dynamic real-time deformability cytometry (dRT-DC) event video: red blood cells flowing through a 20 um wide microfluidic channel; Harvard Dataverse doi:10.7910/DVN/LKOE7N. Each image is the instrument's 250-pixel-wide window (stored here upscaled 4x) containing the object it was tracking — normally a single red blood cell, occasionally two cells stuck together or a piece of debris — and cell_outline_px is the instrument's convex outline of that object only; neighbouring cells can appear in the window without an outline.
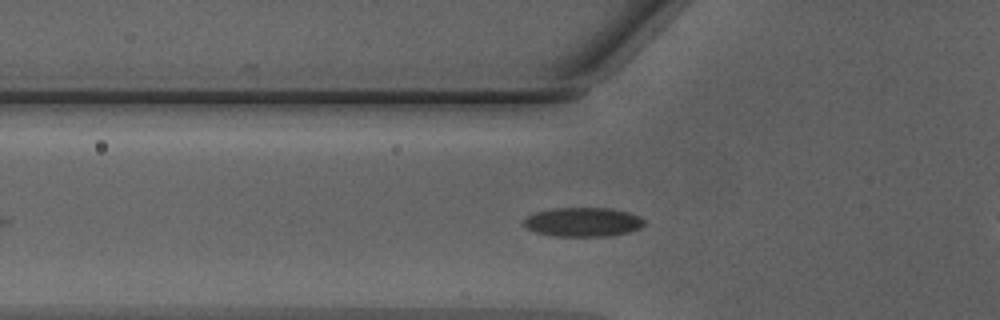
{"species": "Egyptian fruit bat (a non-hibernating species)", "species_latin": "Rousettus aegyptiacus", "temperature_condition": "warm", "stored_images_in_passage": 33, "camera_frame_rate_fps": 3000, "um_per_image_px": 0.085, "animal": {"sex": "male"}, "frame": {"image": 1, "passage_image": 12, "time_ms": 3.667, "image_size_px": [1000, 320], "cell_outline_px": [[644, 224], [640, 228], [628, 232], [608, 236], [556, 236], [536, 232], [528, 228], [524, 224], [524, 220], [528, 216], [536, 212], [552, 208], [612, 208], [628, 212], [640, 216], [644, 220]], "centroid_in_image_um": [49.58, 18.86], "position_along_channel_um": 76.2, "area_um2": 20.35}}
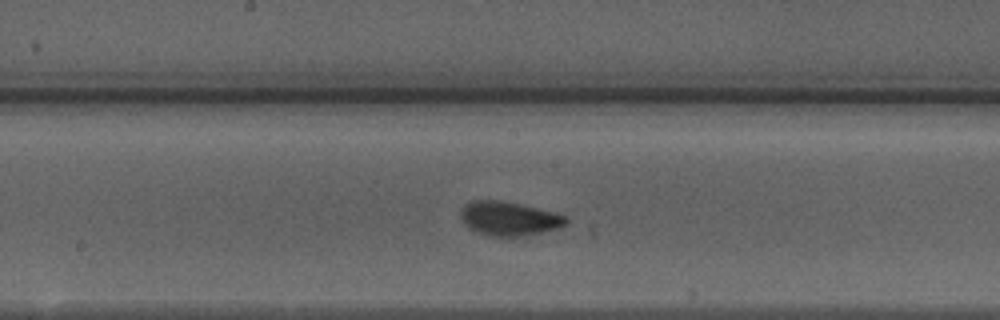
{"frame": {"image": 2, "passage_image": 21, "time_ms": 6.667, "image_size_px": [1000, 320], "cell_outline_px": [[568, 224], [560, 228], [524, 236], [488, 236], [472, 228], [460, 216], [460, 208], [464, 204], [472, 200], [496, 200], [520, 204], [560, 212], [568, 216]], "centroid_in_image_um": [43.36, 18.56], "position_along_channel_um": 204.8, "area_um2": 21.04}}
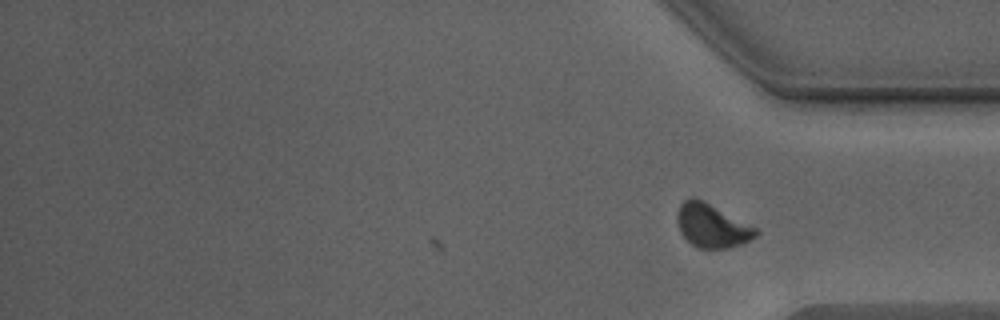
{"frame": {"image": 3, "passage_image": 33, "time_ms": 10.667, "image_size_px": [1000, 320], "cell_outline_px": [[760, 232], [756, 236], [744, 244], [728, 248], [696, 248], [680, 232], [676, 220], [676, 216], [680, 204], [688, 196], [696, 196], [760, 228]], "centroid_in_image_um": [60.55, 19.16], "position_along_channel_um": 374.7, "area_um2": 20.63}, "authors_computed_cell_mechanics": {"area_um2": 19.8832, "velocity_mm_per_s": 4.2737, "shape_relaxation_time_tau1_ms": 2.3806, "shape_relaxation_time_tau2_ms": 0.9607, "deformation_change_tau1": 0.0965, "deformation_change_tau2": 0.0427}}